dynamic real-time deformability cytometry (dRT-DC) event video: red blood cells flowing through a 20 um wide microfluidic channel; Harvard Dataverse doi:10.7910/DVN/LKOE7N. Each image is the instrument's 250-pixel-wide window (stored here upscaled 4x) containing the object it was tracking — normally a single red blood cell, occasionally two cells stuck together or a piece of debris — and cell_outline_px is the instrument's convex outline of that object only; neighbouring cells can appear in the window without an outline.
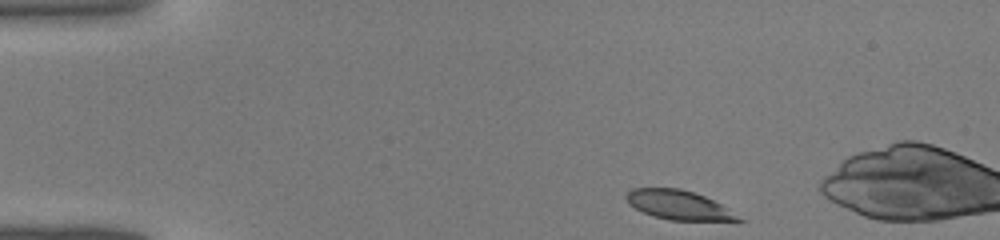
{"species": "common noctule bat (a hibernating species)", "species_latin": "Nyctalus noctula", "temperature_condition": "warm", "stored_images_in_passage": 38, "camera_frame_rate_fps": 3000, "um_per_image_px": 0.085, "animal": {"sex": "male", "body_mass_g": 19.0, "forearm_length_mm": 50.8}, "frame": {"image": 1, "passage_image": 1, "time_ms": 0.0, "image_size_px": [1000, 240], "cell_outline_px": [[748, 220], [668, 220], [644, 212], [628, 204], [624, 196], [632, 188], [680, 188], [704, 196], [728, 208]], "centroid_in_image_um": [57.68, 17.42], "position_along_channel_um": 27.3, "area_um2": 18.9}}
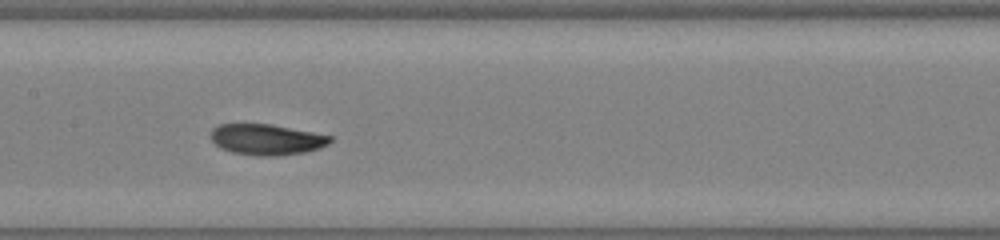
{"frame": {"image": 2, "passage_image": 16, "time_ms": 5.0, "image_size_px": [1000, 240], "cell_outline_px": [[332, 140], [328, 144], [320, 148], [304, 152], [280, 156], [256, 156], [232, 152], [220, 148], [212, 140], [212, 128], [220, 124], [272, 124], [332, 136]], "centroid_in_image_um": [22.67, 11.86], "position_along_channel_um": 184.7, "area_um2": 21.44}}
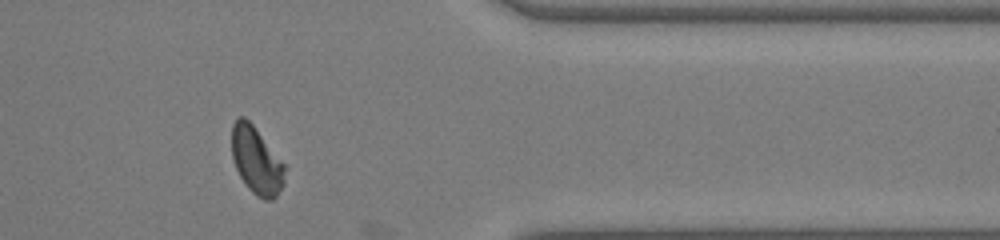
{"frame": {"image": 3, "passage_image": 30, "time_ms": 9.667, "image_size_px": [1000, 240], "cell_outline_px": [[288, 168], [284, 184], [276, 196], [272, 200], [264, 200], [256, 196], [248, 188], [240, 176], [236, 168], [232, 156], [232, 124], [240, 116], [244, 116], [252, 124]], "centroid_in_image_um": [21.83, 13.68], "position_along_channel_um": 389.6, "area_um2": 20.87}}